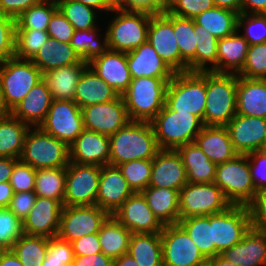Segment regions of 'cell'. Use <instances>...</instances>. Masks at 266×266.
I'll return each mask as SVG.
<instances>
[{"instance_id": "6da1fadb", "label": "cell", "mask_w": 266, "mask_h": 266, "mask_svg": "<svg viewBox=\"0 0 266 266\" xmlns=\"http://www.w3.org/2000/svg\"><path fill=\"white\" fill-rule=\"evenodd\" d=\"M109 139L112 166L132 160H153L160 150L150 122L129 121Z\"/></svg>"}, {"instance_id": "7a4b0ae2", "label": "cell", "mask_w": 266, "mask_h": 266, "mask_svg": "<svg viewBox=\"0 0 266 266\" xmlns=\"http://www.w3.org/2000/svg\"><path fill=\"white\" fill-rule=\"evenodd\" d=\"M150 18L151 14L146 12L124 11L117 7L110 11L103 19L108 48L127 53L139 47L147 41Z\"/></svg>"}, {"instance_id": "3957f363", "label": "cell", "mask_w": 266, "mask_h": 266, "mask_svg": "<svg viewBox=\"0 0 266 266\" xmlns=\"http://www.w3.org/2000/svg\"><path fill=\"white\" fill-rule=\"evenodd\" d=\"M172 78H132L122 94L131 121L151 122L163 109L168 83Z\"/></svg>"}, {"instance_id": "277c9868", "label": "cell", "mask_w": 266, "mask_h": 266, "mask_svg": "<svg viewBox=\"0 0 266 266\" xmlns=\"http://www.w3.org/2000/svg\"><path fill=\"white\" fill-rule=\"evenodd\" d=\"M237 74L206 72L204 126L225 127L237 114Z\"/></svg>"}, {"instance_id": "5b68a950", "label": "cell", "mask_w": 266, "mask_h": 266, "mask_svg": "<svg viewBox=\"0 0 266 266\" xmlns=\"http://www.w3.org/2000/svg\"><path fill=\"white\" fill-rule=\"evenodd\" d=\"M159 149L177 150L194 142L204 127L203 121L189 112L171 110L166 104L150 122Z\"/></svg>"}, {"instance_id": "8992f818", "label": "cell", "mask_w": 266, "mask_h": 266, "mask_svg": "<svg viewBox=\"0 0 266 266\" xmlns=\"http://www.w3.org/2000/svg\"><path fill=\"white\" fill-rule=\"evenodd\" d=\"M19 159L35 170L67 167L70 163V149L65 142L40 127H30Z\"/></svg>"}, {"instance_id": "52a82bcc", "label": "cell", "mask_w": 266, "mask_h": 266, "mask_svg": "<svg viewBox=\"0 0 266 266\" xmlns=\"http://www.w3.org/2000/svg\"><path fill=\"white\" fill-rule=\"evenodd\" d=\"M165 104L171 110L198 116L204 124L206 72L175 73L168 83Z\"/></svg>"}, {"instance_id": "ba28073f", "label": "cell", "mask_w": 266, "mask_h": 266, "mask_svg": "<svg viewBox=\"0 0 266 266\" xmlns=\"http://www.w3.org/2000/svg\"><path fill=\"white\" fill-rule=\"evenodd\" d=\"M214 183L222 190L231 205L250 206L257 192L250 174L247 155L238 154L216 167Z\"/></svg>"}, {"instance_id": "9c48e42d", "label": "cell", "mask_w": 266, "mask_h": 266, "mask_svg": "<svg viewBox=\"0 0 266 266\" xmlns=\"http://www.w3.org/2000/svg\"><path fill=\"white\" fill-rule=\"evenodd\" d=\"M43 79L42 71L28 59L9 58L0 64V84L10 111Z\"/></svg>"}, {"instance_id": "30bf717a", "label": "cell", "mask_w": 266, "mask_h": 266, "mask_svg": "<svg viewBox=\"0 0 266 266\" xmlns=\"http://www.w3.org/2000/svg\"><path fill=\"white\" fill-rule=\"evenodd\" d=\"M231 203L214 183L187 182L179 191V214L181 218L209 216L225 211Z\"/></svg>"}, {"instance_id": "8fae6325", "label": "cell", "mask_w": 266, "mask_h": 266, "mask_svg": "<svg viewBox=\"0 0 266 266\" xmlns=\"http://www.w3.org/2000/svg\"><path fill=\"white\" fill-rule=\"evenodd\" d=\"M252 227L248 205H231L225 211L212 214V234L215 256L238 244Z\"/></svg>"}, {"instance_id": "7c38bea8", "label": "cell", "mask_w": 266, "mask_h": 266, "mask_svg": "<svg viewBox=\"0 0 266 266\" xmlns=\"http://www.w3.org/2000/svg\"><path fill=\"white\" fill-rule=\"evenodd\" d=\"M101 166L70 162L66 167L64 206L96 205Z\"/></svg>"}, {"instance_id": "4fadbf2b", "label": "cell", "mask_w": 266, "mask_h": 266, "mask_svg": "<svg viewBox=\"0 0 266 266\" xmlns=\"http://www.w3.org/2000/svg\"><path fill=\"white\" fill-rule=\"evenodd\" d=\"M160 236L163 266H202L207 263V259L179 224L164 225Z\"/></svg>"}, {"instance_id": "5bb4252c", "label": "cell", "mask_w": 266, "mask_h": 266, "mask_svg": "<svg viewBox=\"0 0 266 266\" xmlns=\"http://www.w3.org/2000/svg\"><path fill=\"white\" fill-rule=\"evenodd\" d=\"M39 127L70 147L84 130L81 108L75 101L53 99Z\"/></svg>"}, {"instance_id": "9a60e30c", "label": "cell", "mask_w": 266, "mask_h": 266, "mask_svg": "<svg viewBox=\"0 0 266 266\" xmlns=\"http://www.w3.org/2000/svg\"><path fill=\"white\" fill-rule=\"evenodd\" d=\"M110 214L97 205L63 206L57 236L72 242L82 236L98 233Z\"/></svg>"}, {"instance_id": "2e32d148", "label": "cell", "mask_w": 266, "mask_h": 266, "mask_svg": "<svg viewBox=\"0 0 266 266\" xmlns=\"http://www.w3.org/2000/svg\"><path fill=\"white\" fill-rule=\"evenodd\" d=\"M147 40L175 73L187 72V63L181 58L173 30V14L165 10L151 15Z\"/></svg>"}, {"instance_id": "e0dca14e", "label": "cell", "mask_w": 266, "mask_h": 266, "mask_svg": "<svg viewBox=\"0 0 266 266\" xmlns=\"http://www.w3.org/2000/svg\"><path fill=\"white\" fill-rule=\"evenodd\" d=\"M81 111L84 129L108 137L131 121L122 95L113 101L86 106Z\"/></svg>"}, {"instance_id": "ac0fdd59", "label": "cell", "mask_w": 266, "mask_h": 266, "mask_svg": "<svg viewBox=\"0 0 266 266\" xmlns=\"http://www.w3.org/2000/svg\"><path fill=\"white\" fill-rule=\"evenodd\" d=\"M112 215L131 233H161L164 228L141 192H134Z\"/></svg>"}, {"instance_id": "d6986e66", "label": "cell", "mask_w": 266, "mask_h": 266, "mask_svg": "<svg viewBox=\"0 0 266 266\" xmlns=\"http://www.w3.org/2000/svg\"><path fill=\"white\" fill-rule=\"evenodd\" d=\"M238 154L262 149L266 141V119L236 114L225 126Z\"/></svg>"}, {"instance_id": "ffe728a7", "label": "cell", "mask_w": 266, "mask_h": 266, "mask_svg": "<svg viewBox=\"0 0 266 266\" xmlns=\"http://www.w3.org/2000/svg\"><path fill=\"white\" fill-rule=\"evenodd\" d=\"M63 204L55 199L38 197L29 215L22 221L23 234L57 236Z\"/></svg>"}, {"instance_id": "44dd1931", "label": "cell", "mask_w": 266, "mask_h": 266, "mask_svg": "<svg viewBox=\"0 0 266 266\" xmlns=\"http://www.w3.org/2000/svg\"><path fill=\"white\" fill-rule=\"evenodd\" d=\"M187 182L186 169L177 150L160 149L152 160L149 186L180 191Z\"/></svg>"}, {"instance_id": "7402d4cb", "label": "cell", "mask_w": 266, "mask_h": 266, "mask_svg": "<svg viewBox=\"0 0 266 266\" xmlns=\"http://www.w3.org/2000/svg\"><path fill=\"white\" fill-rule=\"evenodd\" d=\"M70 162L77 164L110 165L108 136L84 129L70 145Z\"/></svg>"}, {"instance_id": "603a6c76", "label": "cell", "mask_w": 266, "mask_h": 266, "mask_svg": "<svg viewBox=\"0 0 266 266\" xmlns=\"http://www.w3.org/2000/svg\"><path fill=\"white\" fill-rule=\"evenodd\" d=\"M88 65L119 95H122L130 86L132 76L128 69L126 52L108 49L92 59Z\"/></svg>"}, {"instance_id": "cb8c5ba5", "label": "cell", "mask_w": 266, "mask_h": 266, "mask_svg": "<svg viewBox=\"0 0 266 266\" xmlns=\"http://www.w3.org/2000/svg\"><path fill=\"white\" fill-rule=\"evenodd\" d=\"M134 192L117 166L101 167L96 205L112 215Z\"/></svg>"}, {"instance_id": "d4e9b609", "label": "cell", "mask_w": 266, "mask_h": 266, "mask_svg": "<svg viewBox=\"0 0 266 266\" xmlns=\"http://www.w3.org/2000/svg\"><path fill=\"white\" fill-rule=\"evenodd\" d=\"M220 255L237 266H266V231L252 226L238 244Z\"/></svg>"}, {"instance_id": "484cf974", "label": "cell", "mask_w": 266, "mask_h": 266, "mask_svg": "<svg viewBox=\"0 0 266 266\" xmlns=\"http://www.w3.org/2000/svg\"><path fill=\"white\" fill-rule=\"evenodd\" d=\"M126 59L132 78H173L175 75L148 40L127 52Z\"/></svg>"}, {"instance_id": "4316f807", "label": "cell", "mask_w": 266, "mask_h": 266, "mask_svg": "<svg viewBox=\"0 0 266 266\" xmlns=\"http://www.w3.org/2000/svg\"><path fill=\"white\" fill-rule=\"evenodd\" d=\"M52 101L51 92L42 79L16 105L11 114L30 127H39L45 120Z\"/></svg>"}, {"instance_id": "83f0119b", "label": "cell", "mask_w": 266, "mask_h": 266, "mask_svg": "<svg viewBox=\"0 0 266 266\" xmlns=\"http://www.w3.org/2000/svg\"><path fill=\"white\" fill-rule=\"evenodd\" d=\"M194 142L216 165L227 162L238 155L225 127L204 126Z\"/></svg>"}, {"instance_id": "f1b7e54d", "label": "cell", "mask_w": 266, "mask_h": 266, "mask_svg": "<svg viewBox=\"0 0 266 266\" xmlns=\"http://www.w3.org/2000/svg\"><path fill=\"white\" fill-rule=\"evenodd\" d=\"M237 114L266 119V79L237 76Z\"/></svg>"}, {"instance_id": "f546056e", "label": "cell", "mask_w": 266, "mask_h": 266, "mask_svg": "<svg viewBox=\"0 0 266 266\" xmlns=\"http://www.w3.org/2000/svg\"><path fill=\"white\" fill-rule=\"evenodd\" d=\"M120 95L101 79L88 65L76 86L74 101L80 108L105 103L117 99Z\"/></svg>"}, {"instance_id": "4dcf8cb0", "label": "cell", "mask_w": 266, "mask_h": 266, "mask_svg": "<svg viewBox=\"0 0 266 266\" xmlns=\"http://www.w3.org/2000/svg\"><path fill=\"white\" fill-rule=\"evenodd\" d=\"M249 43L236 30L232 35L218 40L217 68L214 73L238 74L247 58Z\"/></svg>"}, {"instance_id": "1f68e13d", "label": "cell", "mask_w": 266, "mask_h": 266, "mask_svg": "<svg viewBox=\"0 0 266 266\" xmlns=\"http://www.w3.org/2000/svg\"><path fill=\"white\" fill-rule=\"evenodd\" d=\"M88 63H79L51 69L43 73V80L54 100L74 101L75 90Z\"/></svg>"}, {"instance_id": "d6a6232c", "label": "cell", "mask_w": 266, "mask_h": 266, "mask_svg": "<svg viewBox=\"0 0 266 266\" xmlns=\"http://www.w3.org/2000/svg\"><path fill=\"white\" fill-rule=\"evenodd\" d=\"M153 214L163 225L178 224L179 191L169 188L147 187L142 192Z\"/></svg>"}, {"instance_id": "836d02e7", "label": "cell", "mask_w": 266, "mask_h": 266, "mask_svg": "<svg viewBox=\"0 0 266 266\" xmlns=\"http://www.w3.org/2000/svg\"><path fill=\"white\" fill-rule=\"evenodd\" d=\"M177 152L182 158L188 182L199 184L214 182L217 165L209 160L195 142L179 147Z\"/></svg>"}, {"instance_id": "e575fe53", "label": "cell", "mask_w": 266, "mask_h": 266, "mask_svg": "<svg viewBox=\"0 0 266 266\" xmlns=\"http://www.w3.org/2000/svg\"><path fill=\"white\" fill-rule=\"evenodd\" d=\"M81 60L70 43L59 42L50 37L31 59L42 73L54 68L76 64Z\"/></svg>"}, {"instance_id": "d590c367", "label": "cell", "mask_w": 266, "mask_h": 266, "mask_svg": "<svg viewBox=\"0 0 266 266\" xmlns=\"http://www.w3.org/2000/svg\"><path fill=\"white\" fill-rule=\"evenodd\" d=\"M127 253L139 266H163L160 233H132Z\"/></svg>"}, {"instance_id": "8d00e7d4", "label": "cell", "mask_w": 266, "mask_h": 266, "mask_svg": "<svg viewBox=\"0 0 266 266\" xmlns=\"http://www.w3.org/2000/svg\"><path fill=\"white\" fill-rule=\"evenodd\" d=\"M70 45L86 63L106 52L109 48L103 21L93 29L74 30Z\"/></svg>"}, {"instance_id": "74e56055", "label": "cell", "mask_w": 266, "mask_h": 266, "mask_svg": "<svg viewBox=\"0 0 266 266\" xmlns=\"http://www.w3.org/2000/svg\"><path fill=\"white\" fill-rule=\"evenodd\" d=\"M131 234L113 215H110L98 232L102 253L113 260L126 254Z\"/></svg>"}, {"instance_id": "f35d334b", "label": "cell", "mask_w": 266, "mask_h": 266, "mask_svg": "<svg viewBox=\"0 0 266 266\" xmlns=\"http://www.w3.org/2000/svg\"><path fill=\"white\" fill-rule=\"evenodd\" d=\"M30 126L12 114L0 118V157L19 159Z\"/></svg>"}, {"instance_id": "ab89813d", "label": "cell", "mask_w": 266, "mask_h": 266, "mask_svg": "<svg viewBox=\"0 0 266 266\" xmlns=\"http://www.w3.org/2000/svg\"><path fill=\"white\" fill-rule=\"evenodd\" d=\"M237 17V12L215 6L199 14L194 18V21L217 39H222L232 35L237 30Z\"/></svg>"}, {"instance_id": "60d3db41", "label": "cell", "mask_w": 266, "mask_h": 266, "mask_svg": "<svg viewBox=\"0 0 266 266\" xmlns=\"http://www.w3.org/2000/svg\"><path fill=\"white\" fill-rule=\"evenodd\" d=\"M178 224L186 231L206 259L215 256L212 215L181 218Z\"/></svg>"}, {"instance_id": "b9f144b4", "label": "cell", "mask_w": 266, "mask_h": 266, "mask_svg": "<svg viewBox=\"0 0 266 266\" xmlns=\"http://www.w3.org/2000/svg\"><path fill=\"white\" fill-rule=\"evenodd\" d=\"M57 5L74 30L93 29L104 19L100 11L76 0H59Z\"/></svg>"}, {"instance_id": "7bdbcfd3", "label": "cell", "mask_w": 266, "mask_h": 266, "mask_svg": "<svg viewBox=\"0 0 266 266\" xmlns=\"http://www.w3.org/2000/svg\"><path fill=\"white\" fill-rule=\"evenodd\" d=\"M66 167L38 169L35 176L34 193L60 201L64 206Z\"/></svg>"}, {"instance_id": "ee69618b", "label": "cell", "mask_w": 266, "mask_h": 266, "mask_svg": "<svg viewBox=\"0 0 266 266\" xmlns=\"http://www.w3.org/2000/svg\"><path fill=\"white\" fill-rule=\"evenodd\" d=\"M196 33L195 72H213L217 68L218 40L194 21Z\"/></svg>"}, {"instance_id": "f6af8a7d", "label": "cell", "mask_w": 266, "mask_h": 266, "mask_svg": "<svg viewBox=\"0 0 266 266\" xmlns=\"http://www.w3.org/2000/svg\"><path fill=\"white\" fill-rule=\"evenodd\" d=\"M49 238L22 234L10 250L24 266H42L48 249Z\"/></svg>"}, {"instance_id": "bcb514c9", "label": "cell", "mask_w": 266, "mask_h": 266, "mask_svg": "<svg viewBox=\"0 0 266 266\" xmlns=\"http://www.w3.org/2000/svg\"><path fill=\"white\" fill-rule=\"evenodd\" d=\"M173 30L181 58L187 63V72H195L196 33H194V19L173 15Z\"/></svg>"}, {"instance_id": "7dc6e473", "label": "cell", "mask_w": 266, "mask_h": 266, "mask_svg": "<svg viewBox=\"0 0 266 266\" xmlns=\"http://www.w3.org/2000/svg\"><path fill=\"white\" fill-rule=\"evenodd\" d=\"M58 10L57 2L42 0L29 7L16 19V29L47 31L52 15Z\"/></svg>"}, {"instance_id": "c3c4849f", "label": "cell", "mask_w": 266, "mask_h": 266, "mask_svg": "<svg viewBox=\"0 0 266 266\" xmlns=\"http://www.w3.org/2000/svg\"><path fill=\"white\" fill-rule=\"evenodd\" d=\"M133 192H142L149 187L152 174V160H132L117 165Z\"/></svg>"}, {"instance_id": "681fc988", "label": "cell", "mask_w": 266, "mask_h": 266, "mask_svg": "<svg viewBox=\"0 0 266 266\" xmlns=\"http://www.w3.org/2000/svg\"><path fill=\"white\" fill-rule=\"evenodd\" d=\"M48 38L47 31L16 29L15 57L31 60Z\"/></svg>"}, {"instance_id": "f907efd6", "label": "cell", "mask_w": 266, "mask_h": 266, "mask_svg": "<svg viewBox=\"0 0 266 266\" xmlns=\"http://www.w3.org/2000/svg\"><path fill=\"white\" fill-rule=\"evenodd\" d=\"M237 30L249 45L266 42V14H238Z\"/></svg>"}, {"instance_id": "816d5d0a", "label": "cell", "mask_w": 266, "mask_h": 266, "mask_svg": "<svg viewBox=\"0 0 266 266\" xmlns=\"http://www.w3.org/2000/svg\"><path fill=\"white\" fill-rule=\"evenodd\" d=\"M237 76L266 79V42L249 45L246 62Z\"/></svg>"}, {"instance_id": "f5cc1de1", "label": "cell", "mask_w": 266, "mask_h": 266, "mask_svg": "<svg viewBox=\"0 0 266 266\" xmlns=\"http://www.w3.org/2000/svg\"><path fill=\"white\" fill-rule=\"evenodd\" d=\"M74 251L71 242L58 236L48 240V249L42 266H72Z\"/></svg>"}, {"instance_id": "db71d44e", "label": "cell", "mask_w": 266, "mask_h": 266, "mask_svg": "<svg viewBox=\"0 0 266 266\" xmlns=\"http://www.w3.org/2000/svg\"><path fill=\"white\" fill-rule=\"evenodd\" d=\"M22 234V221L8 208H0V250L10 249Z\"/></svg>"}, {"instance_id": "11a10c76", "label": "cell", "mask_w": 266, "mask_h": 266, "mask_svg": "<svg viewBox=\"0 0 266 266\" xmlns=\"http://www.w3.org/2000/svg\"><path fill=\"white\" fill-rule=\"evenodd\" d=\"M213 7V0H170L166 4V11L179 17L194 19Z\"/></svg>"}, {"instance_id": "9f6ffc18", "label": "cell", "mask_w": 266, "mask_h": 266, "mask_svg": "<svg viewBox=\"0 0 266 266\" xmlns=\"http://www.w3.org/2000/svg\"><path fill=\"white\" fill-rule=\"evenodd\" d=\"M16 19L0 14V64L15 57Z\"/></svg>"}, {"instance_id": "6f0895ef", "label": "cell", "mask_w": 266, "mask_h": 266, "mask_svg": "<svg viewBox=\"0 0 266 266\" xmlns=\"http://www.w3.org/2000/svg\"><path fill=\"white\" fill-rule=\"evenodd\" d=\"M37 170L20 159L15 163L9 183L14 193L30 192L35 188V176Z\"/></svg>"}, {"instance_id": "680465c9", "label": "cell", "mask_w": 266, "mask_h": 266, "mask_svg": "<svg viewBox=\"0 0 266 266\" xmlns=\"http://www.w3.org/2000/svg\"><path fill=\"white\" fill-rule=\"evenodd\" d=\"M246 155L256 192L266 190V150L259 149Z\"/></svg>"}, {"instance_id": "91938a15", "label": "cell", "mask_w": 266, "mask_h": 266, "mask_svg": "<svg viewBox=\"0 0 266 266\" xmlns=\"http://www.w3.org/2000/svg\"><path fill=\"white\" fill-rule=\"evenodd\" d=\"M50 38L59 42L70 43L74 33L72 24L65 18L58 9L53 15L47 27Z\"/></svg>"}, {"instance_id": "94428289", "label": "cell", "mask_w": 266, "mask_h": 266, "mask_svg": "<svg viewBox=\"0 0 266 266\" xmlns=\"http://www.w3.org/2000/svg\"><path fill=\"white\" fill-rule=\"evenodd\" d=\"M118 8L155 15L163 13L166 10V4L162 0H119Z\"/></svg>"}, {"instance_id": "6125c7cd", "label": "cell", "mask_w": 266, "mask_h": 266, "mask_svg": "<svg viewBox=\"0 0 266 266\" xmlns=\"http://www.w3.org/2000/svg\"><path fill=\"white\" fill-rule=\"evenodd\" d=\"M36 198L34 191L14 193L8 209L23 221L29 215Z\"/></svg>"}, {"instance_id": "be15d7a7", "label": "cell", "mask_w": 266, "mask_h": 266, "mask_svg": "<svg viewBox=\"0 0 266 266\" xmlns=\"http://www.w3.org/2000/svg\"><path fill=\"white\" fill-rule=\"evenodd\" d=\"M71 245L74 256H87L102 252L98 233L82 236L72 241Z\"/></svg>"}, {"instance_id": "e7e4bbea", "label": "cell", "mask_w": 266, "mask_h": 266, "mask_svg": "<svg viewBox=\"0 0 266 266\" xmlns=\"http://www.w3.org/2000/svg\"><path fill=\"white\" fill-rule=\"evenodd\" d=\"M252 226L266 231V190L257 193L255 201L250 205Z\"/></svg>"}, {"instance_id": "03108f58", "label": "cell", "mask_w": 266, "mask_h": 266, "mask_svg": "<svg viewBox=\"0 0 266 266\" xmlns=\"http://www.w3.org/2000/svg\"><path fill=\"white\" fill-rule=\"evenodd\" d=\"M42 0H0V14L17 19L29 7Z\"/></svg>"}, {"instance_id": "003e7915", "label": "cell", "mask_w": 266, "mask_h": 266, "mask_svg": "<svg viewBox=\"0 0 266 266\" xmlns=\"http://www.w3.org/2000/svg\"><path fill=\"white\" fill-rule=\"evenodd\" d=\"M113 261L101 252L87 256H74L72 266H113Z\"/></svg>"}, {"instance_id": "a7ac6f4b", "label": "cell", "mask_w": 266, "mask_h": 266, "mask_svg": "<svg viewBox=\"0 0 266 266\" xmlns=\"http://www.w3.org/2000/svg\"><path fill=\"white\" fill-rule=\"evenodd\" d=\"M241 13L266 14V0H241Z\"/></svg>"}, {"instance_id": "89a4df30", "label": "cell", "mask_w": 266, "mask_h": 266, "mask_svg": "<svg viewBox=\"0 0 266 266\" xmlns=\"http://www.w3.org/2000/svg\"><path fill=\"white\" fill-rule=\"evenodd\" d=\"M18 160L12 157H0V183L9 182L14 165Z\"/></svg>"}, {"instance_id": "2644e50d", "label": "cell", "mask_w": 266, "mask_h": 266, "mask_svg": "<svg viewBox=\"0 0 266 266\" xmlns=\"http://www.w3.org/2000/svg\"><path fill=\"white\" fill-rule=\"evenodd\" d=\"M100 11L104 16L116 8L112 0H76Z\"/></svg>"}, {"instance_id": "8c879c8a", "label": "cell", "mask_w": 266, "mask_h": 266, "mask_svg": "<svg viewBox=\"0 0 266 266\" xmlns=\"http://www.w3.org/2000/svg\"><path fill=\"white\" fill-rule=\"evenodd\" d=\"M13 194V188L9 182L0 183V208L9 207Z\"/></svg>"}, {"instance_id": "753ad0ef", "label": "cell", "mask_w": 266, "mask_h": 266, "mask_svg": "<svg viewBox=\"0 0 266 266\" xmlns=\"http://www.w3.org/2000/svg\"><path fill=\"white\" fill-rule=\"evenodd\" d=\"M0 266H24L19 258L10 250H0Z\"/></svg>"}, {"instance_id": "34e18365", "label": "cell", "mask_w": 266, "mask_h": 266, "mask_svg": "<svg viewBox=\"0 0 266 266\" xmlns=\"http://www.w3.org/2000/svg\"><path fill=\"white\" fill-rule=\"evenodd\" d=\"M215 6L227 8L237 12L238 14L241 13V0H213Z\"/></svg>"}, {"instance_id": "11e5206c", "label": "cell", "mask_w": 266, "mask_h": 266, "mask_svg": "<svg viewBox=\"0 0 266 266\" xmlns=\"http://www.w3.org/2000/svg\"><path fill=\"white\" fill-rule=\"evenodd\" d=\"M113 266H139L132 256L128 253L114 259Z\"/></svg>"}, {"instance_id": "2a66077c", "label": "cell", "mask_w": 266, "mask_h": 266, "mask_svg": "<svg viewBox=\"0 0 266 266\" xmlns=\"http://www.w3.org/2000/svg\"><path fill=\"white\" fill-rule=\"evenodd\" d=\"M207 264L209 266H237L236 264L223 258L220 254L207 259Z\"/></svg>"}, {"instance_id": "b9fcfbb0", "label": "cell", "mask_w": 266, "mask_h": 266, "mask_svg": "<svg viewBox=\"0 0 266 266\" xmlns=\"http://www.w3.org/2000/svg\"><path fill=\"white\" fill-rule=\"evenodd\" d=\"M10 114H11V111L9 110V108L7 107V105L5 103L1 84H0V118L6 117Z\"/></svg>"}, {"instance_id": "09005b40", "label": "cell", "mask_w": 266, "mask_h": 266, "mask_svg": "<svg viewBox=\"0 0 266 266\" xmlns=\"http://www.w3.org/2000/svg\"><path fill=\"white\" fill-rule=\"evenodd\" d=\"M115 3V6L118 8L119 7V0H112Z\"/></svg>"}, {"instance_id": "979ff035", "label": "cell", "mask_w": 266, "mask_h": 266, "mask_svg": "<svg viewBox=\"0 0 266 266\" xmlns=\"http://www.w3.org/2000/svg\"><path fill=\"white\" fill-rule=\"evenodd\" d=\"M165 4H167L170 0H162Z\"/></svg>"}, {"instance_id": "deb4b68c", "label": "cell", "mask_w": 266, "mask_h": 266, "mask_svg": "<svg viewBox=\"0 0 266 266\" xmlns=\"http://www.w3.org/2000/svg\"><path fill=\"white\" fill-rule=\"evenodd\" d=\"M262 149L266 150V141H265V144H264Z\"/></svg>"}, {"instance_id": "67dfc351", "label": "cell", "mask_w": 266, "mask_h": 266, "mask_svg": "<svg viewBox=\"0 0 266 266\" xmlns=\"http://www.w3.org/2000/svg\"><path fill=\"white\" fill-rule=\"evenodd\" d=\"M45 1H55V2H58L59 0H45Z\"/></svg>"}]
</instances>
